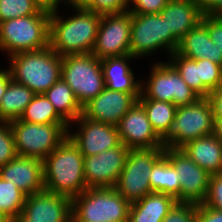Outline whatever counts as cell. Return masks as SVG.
Returning a JSON list of instances; mask_svg holds the SVG:
<instances>
[{"label":"cell","mask_w":222,"mask_h":222,"mask_svg":"<svg viewBox=\"0 0 222 222\" xmlns=\"http://www.w3.org/2000/svg\"><path fill=\"white\" fill-rule=\"evenodd\" d=\"M208 99L212 105L214 118H222V86L212 91Z\"/></svg>","instance_id":"42"},{"label":"cell","mask_w":222,"mask_h":222,"mask_svg":"<svg viewBox=\"0 0 222 222\" xmlns=\"http://www.w3.org/2000/svg\"><path fill=\"white\" fill-rule=\"evenodd\" d=\"M167 25V32L180 41L203 17L202 11L194 0H169L159 13Z\"/></svg>","instance_id":"21"},{"label":"cell","mask_w":222,"mask_h":222,"mask_svg":"<svg viewBox=\"0 0 222 222\" xmlns=\"http://www.w3.org/2000/svg\"><path fill=\"white\" fill-rule=\"evenodd\" d=\"M40 10L35 0H0V22L34 15Z\"/></svg>","instance_id":"33"},{"label":"cell","mask_w":222,"mask_h":222,"mask_svg":"<svg viewBox=\"0 0 222 222\" xmlns=\"http://www.w3.org/2000/svg\"><path fill=\"white\" fill-rule=\"evenodd\" d=\"M150 184L152 192L170 195L179 202V174L164 155L152 167Z\"/></svg>","instance_id":"27"},{"label":"cell","mask_w":222,"mask_h":222,"mask_svg":"<svg viewBox=\"0 0 222 222\" xmlns=\"http://www.w3.org/2000/svg\"><path fill=\"white\" fill-rule=\"evenodd\" d=\"M216 138L222 143V118H215L214 133Z\"/></svg>","instance_id":"45"},{"label":"cell","mask_w":222,"mask_h":222,"mask_svg":"<svg viewBox=\"0 0 222 222\" xmlns=\"http://www.w3.org/2000/svg\"><path fill=\"white\" fill-rule=\"evenodd\" d=\"M88 0H64V7L84 6Z\"/></svg>","instance_id":"46"},{"label":"cell","mask_w":222,"mask_h":222,"mask_svg":"<svg viewBox=\"0 0 222 222\" xmlns=\"http://www.w3.org/2000/svg\"><path fill=\"white\" fill-rule=\"evenodd\" d=\"M43 182L45 191L71 200L88 188L84 177V156L68 136L43 160Z\"/></svg>","instance_id":"2"},{"label":"cell","mask_w":222,"mask_h":222,"mask_svg":"<svg viewBox=\"0 0 222 222\" xmlns=\"http://www.w3.org/2000/svg\"><path fill=\"white\" fill-rule=\"evenodd\" d=\"M34 95L28 87L12 79L0 101V120L19 119Z\"/></svg>","instance_id":"25"},{"label":"cell","mask_w":222,"mask_h":222,"mask_svg":"<svg viewBox=\"0 0 222 222\" xmlns=\"http://www.w3.org/2000/svg\"><path fill=\"white\" fill-rule=\"evenodd\" d=\"M44 95L68 124L74 122L82 114L81 105L75 98L71 87L62 78L54 83Z\"/></svg>","instance_id":"26"},{"label":"cell","mask_w":222,"mask_h":222,"mask_svg":"<svg viewBox=\"0 0 222 222\" xmlns=\"http://www.w3.org/2000/svg\"><path fill=\"white\" fill-rule=\"evenodd\" d=\"M138 100L130 93L107 89L82 107V115L92 121L117 125Z\"/></svg>","instance_id":"18"},{"label":"cell","mask_w":222,"mask_h":222,"mask_svg":"<svg viewBox=\"0 0 222 222\" xmlns=\"http://www.w3.org/2000/svg\"><path fill=\"white\" fill-rule=\"evenodd\" d=\"M197 204L176 202L162 222H196Z\"/></svg>","instance_id":"36"},{"label":"cell","mask_w":222,"mask_h":222,"mask_svg":"<svg viewBox=\"0 0 222 222\" xmlns=\"http://www.w3.org/2000/svg\"><path fill=\"white\" fill-rule=\"evenodd\" d=\"M176 52L192 60L208 59L222 66V53H219L201 22L182 37Z\"/></svg>","instance_id":"22"},{"label":"cell","mask_w":222,"mask_h":222,"mask_svg":"<svg viewBox=\"0 0 222 222\" xmlns=\"http://www.w3.org/2000/svg\"><path fill=\"white\" fill-rule=\"evenodd\" d=\"M19 119L37 124L67 123L44 94H35Z\"/></svg>","instance_id":"29"},{"label":"cell","mask_w":222,"mask_h":222,"mask_svg":"<svg viewBox=\"0 0 222 222\" xmlns=\"http://www.w3.org/2000/svg\"><path fill=\"white\" fill-rule=\"evenodd\" d=\"M22 214L31 222H71L72 200L44 190L26 196Z\"/></svg>","instance_id":"17"},{"label":"cell","mask_w":222,"mask_h":222,"mask_svg":"<svg viewBox=\"0 0 222 222\" xmlns=\"http://www.w3.org/2000/svg\"><path fill=\"white\" fill-rule=\"evenodd\" d=\"M203 15H216L222 9V0H194Z\"/></svg>","instance_id":"41"},{"label":"cell","mask_w":222,"mask_h":222,"mask_svg":"<svg viewBox=\"0 0 222 222\" xmlns=\"http://www.w3.org/2000/svg\"><path fill=\"white\" fill-rule=\"evenodd\" d=\"M7 70L16 82L35 94H44L61 78L62 56L49 46L40 50L25 51L8 57Z\"/></svg>","instance_id":"3"},{"label":"cell","mask_w":222,"mask_h":222,"mask_svg":"<svg viewBox=\"0 0 222 222\" xmlns=\"http://www.w3.org/2000/svg\"><path fill=\"white\" fill-rule=\"evenodd\" d=\"M179 41L167 32L165 18L157 14H131L130 54L139 60L165 50L167 58L176 52ZM153 55V56H152Z\"/></svg>","instance_id":"8"},{"label":"cell","mask_w":222,"mask_h":222,"mask_svg":"<svg viewBox=\"0 0 222 222\" xmlns=\"http://www.w3.org/2000/svg\"><path fill=\"white\" fill-rule=\"evenodd\" d=\"M202 204L222 211V173L210 176L208 191Z\"/></svg>","instance_id":"37"},{"label":"cell","mask_w":222,"mask_h":222,"mask_svg":"<svg viewBox=\"0 0 222 222\" xmlns=\"http://www.w3.org/2000/svg\"><path fill=\"white\" fill-rule=\"evenodd\" d=\"M196 222H222V211L197 204Z\"/></svg>","instance_id":"40"},{"label":"cell","mask_w":222,"mask_h":222,"mask_svg":"<svg viewBox=\"0 0 222 222\" xmlns=\"http://www.w3.org/2000/svg\"><path fill=\"white\" fill-rule=\"evenodd\" d=\"M130 149L122 143L97 155L84 157V177L88 188H114Z\"/></svg>","instance_id":"15"},{"label":"cell","mask_w":222,"mask_h":222,"mask_svg":"<svg viewBox=\"0 0 222 222\" xmlns=\"http://www.w3.org/2000/svg\"><path fill=\"white\" fill-rule=\"evenodd\" d=\"M35 2L42 10L50 13L58 11L61 5H63L64 8V0H35Z\"/></svg>","instance_id":"43"},{"label":"cell","mask_w":222,"mask_h":222,"mask_svg":"<svg viewBox=\"0 0 222 222\" xmlns=\"http://www.w3.org/2000/svg\"><path fill=\"white\" fill-rule=\"evenodd\" d=\"M199 79L202 81V98L222 86V66L208 59H198Z\"/></svg>","instance_id":"32"},{"label":"cell","mask_w":222,"mask_h":222,"mask_svg":"<svg viewBox=\"0 0 222 222\" xmlns=\"http://www.w3.org/2000/svg\"><path fill=\"white\" fill-rule=\"evenodd\" d=\"M136 61L131 54L120 57H108L101 61L105 87L112 91L132 94L137 100L141 95V78H136L131 61Z\"/></svg>","instance_id":"20"},{"label":"cell","mask_w":222,"mask_h":222,"mask_svg":"<svg viewBox=\"0 0 222 222\" xmlns=\"http://www.w3.org/2000/svg\"><path fill=\"white\" fill-rule=\"evenodd\" d=\"M0 222H10V218L7 217L3 212H0Z\"/></svg>","instance_id":"48"},{"label":"cell","mask_w":222,"mask_h":222,"mask_svg":"<svg viewBox=\"0 0 222 222\" xmlns=\"http://www.w3.org/2000/svg\"><path fill=\"white\" fill-rule=\"evenodd\" d=\"M26 194L15 184L0 178V212L10 219L23 211Z\"/></svg>","instance_id":"30"},{"label":"cell","mask_w":222,"mask_h":222,"mask_svg":"<svg viewBox=\"0 0 222 222\" xmlns=\"http://www.w3.org/2000/svg\"><path fill=\"white\" fill-rule=\"evenodd\" d=\"M130 205L115 188H87L72 199L71 222H128Z\"/></svg>","instance_id":"5"},{"label":"cell","mask_w":222,"mask_h":222,"mask_svg":"<svg viewBox=\"0 0 222 222\" xmlns=\"http://www.w3.org/2000/svg\"><path fill=\"white\" fill-rule=\"evenodd\" d=\"M17 156L10 123L0 120V166L7 164Z\"/></svg>","instance_id":"34"},{"label":"cell","mask_w":222,"mask_h":222,"mask_svg":"<svg viewBox=\"0 0 222 222\" xmlns=\"http://www.w3.org/2000/svg\"><path fill=\"white\" fill-rule=\"evenodd\" d=\"M153 64L147 81L141 79V95L138 99H155L180 107L200 98L167 60Z\"/></svg>","instance_id":"10"},{"label":"cell","mask_w":222,"mask_h":222,"mask_svg":"<svg viewBox=\"0 0 222 222\" xmlns=\"http://www.w3.org/2000/svg\"><path fill=\"white\" fill-rule=\"evenodd\" d=\"M169 0H129L128 11L131 14H157Z\"/></svg>","instance_id":"38"},{"label":"cell","mask_w":222,"mask_h":222,"mask_svg":"<svg viewBox=\"0 0 222 222\" xmlns=\"http://www.w3.org/2000/svg\"><path fill=\"white\" fill-rule=\"evenodd\" d=\"M177 200L167 194L151 192L131 203L128 222H162Z\"/></svg>","instance_id":"24"},{"label":"cell","mask_w":222,"mask_h":222,"mask_svg":"<svg viewBox=\"0 0 222 222\" xmlns=\"http://www.w3.org/2000/svg\"><path fill=\"white\" fill-rule=\"evenodd\" d=\"M130 32L129 11L102 15L92 53L99 60L130 55Z\"/></svg>","instance_id":"12"},{"label":"cell","mask_w":222,"mask_h":222,"mask_svg":"<svg viewBox=\"0 0 222 222\" xmlns=\"http://www.w3.org/2000/svg\"><path fill=\"white\" fill-rule=\"evenodd\" d=\"M121 143L129 149L165 148L147 113L137 101L116 125Z\"/></svg>","instance_id":"16"},{"label":"cell","mask_w":222,"mask_h":222,"mask_svg":"<svg viewBox=\"0 0 222 222\" xmlns=\"http://www.w3.org/2000/svg\"><path fill=\"white\" fill-rule=\"evenodd\" d=\"M11 80L12 77L9 71L5 68H2V70L0 71V101L2 96L5 94V91Z\"/></svg>","instance_id":"44"},{"label":"cell","mask_w":222,"mask_h":222,"mask_svg":"<svg viewBox=\"0 0 222 222\" xmlns=\"http://www.w3.org/2000/svg\"><path fill=\"white\" fill-rule=\"evenodd\" d=\"M180 149L210 175L222 173V143L214 134L191 140Z\"/></svg>","instance_id":"23"},{"label":"cell","mask_w":222,"mask_h":222,"mask_svg":"<svg viewBox=\"0 0 222 222\" xmlns=\"http://www.w3.org/2000/svg\"><path fill=\"white\" fill-rule=\"evenodd\" d=\"M51 13L40 10L37 14L0 22V51L6 57L49 46V20Z\"/></svg>","instance_id":"4"},{"label":"cell","mask_w":222,"mask_h":222,"mask_svg":"<svg viewBox=\"0 0 222 222\" xmlns=\"http://www.w3.org/2000/svg\"><path fill=\"white\" fill-rule=\"evenodd\" d=\"M222 20V9L216 14Z\"/></svg>","instance_id":"49"},{"label":"cell","mask_w":222,"mask_h":222,"mask_svg":"<svg viewBox=\"0 0 222 222\" xmlns=\"http://www.w3.org/2000/svg\"><path fill=\"white\" fill-rule=\"evenodd\" d=\"M164 148L130 149L115 189L131 204L152 192L150 173Z\"/></svg>","instance_id":"11"},{"label":"cell","mask_w":222,"mask_h":222,"mask_svg":"<svg viewBox=\"0 0 222 222\" xmlns=\"http://www.w3.org/2000/svg\"><path fill=\"white\" fill-rule=\"evenodd\" d=\"M215 118L208 98L177 107L175 119L161 138L163 147L181 148L187 142L214 133Z\"/></svg>","instance_id":"6"},{"label":"cell","mask_w":222,"mask_h":222,"mask_svg":"<svg viewBox=\"0 0 222 222\" xmlns=\"http://www.w3.org/2000/svg\"><path fill=\"white\" fill-rule=\"evenodd\" d=\"M0 178L15 184L26 195L45 190L43 182V161L39 158L16 156L0 166Z\"/></svg>","instance_id":"19"},{"label":"cell","mask_w":222,"mask_h":222,"mask_svg":"<svg viewBox=\"0 0 222 222\" xmlns=\"http://www.w3.org/2000/svg\"><path fill=\"white\" fill-rule=\"evenodd\" d=\"M70 8L73 15L67 17L61 10L51 12L49 47L60 56L92 53L102 15L83 6Z\"/></svg>","instance_id":"1"},{"label":"cell","mask_w":222,"mask_h":222,"mask_svg":"<svg viewBox=\"0 0 222 222\" xmlns=\"http://www.w3.org/2000/svg\"><path fill=\"white\" fill-rule=\"evenodd\" d=\"M10 222H31L22 213L10 219Z\"/></svg>","instance_id":"47"},{"label":"cell","mask_w":222,"mask_h":222,"mask_svg":"<svg viewBox=\"0 0 222 222\" xmlns=\"http://www.w3.org/2000/svg\"><path fill=\"white\" fill-rule=\"evenodd\" d=\"M164 156L179 174V202L201 204L207 194L210 174L180 148H164Z\"/></svg>","instance_id":"14"},{"label":"cell","mask_w":222,"mask_h":222,"mask_svg":"<svg viewBox=\"0 0 222 222\" xmlns=\"http://www.w3.org/2000/svg\"><path fill=\"white\" fill-rule=\"evenodd\" d=\"M83 7L100 15L118 14L128 11L129 0H88Z\"/></svg>","instance_id":"35"},{"label":"cell","mask_w":222,"mask_h":222,"mask_svg":"<svg viewBox=\"0 0 222 222\" xmlns=\"http://www.w3.org/2000/svg\"><path fill=\"white\" fill-rule=\"evenodd\" d=\"M61 78L71 87L81 107L105 88L101 61L93 53L62 56Z\"/></svg>","instance_id":"9"},{"label":"cell","mask_w":222,"mask_h":222,"mask_svg":"<svg viewBox=\"0 0 222 222\" xmlns=\"http://www.w3.org/2000/svg\"><path fill=\"white\" fill-rule=\"evenodd\" d=\"M73 126L76 128L75 131ZM68 137L84 157L97 155L121 144L116 125L92 121L82 114L69 124Z\"/></svg>","instance_id":"13"},{"label":"cell","mask_w":222,"mask_h":222,"mask_svg":"<svg viewBox=\"0 0 222 222\" xmlns=\"http://www.w3.org/2000/svg\"><path fill=\"white\" fill-rule=\"evenodd\" d=\"M167 61L176 69L187 85L202 98V81L199 79V66L197 60H192L172 53Z\"/></svg>","instance_id":"31"},{"label":"cell","mask_w":222,"mask_h":222,"mask_svg":"<svg viewBox=\"0 0 222 222\" xmlns=\"http://www.w3.org/2000/svg\"><path fill=\"white\" fill-rule=\"evenodd\" d=\"M201 23L207 28L210 39L222 53V20L216 15H203Z\"/></svg>","instance_id":"39"},{"label":"cell","mask_w":222,"mask_h":222,"mask_svg":"<svg viewBox=\"0 0 222 222\" xmlns=\"http://www.w3.org/2000/svg\"><path fill=\"white\" fill-rule=\"evenodd\" d=\"M138 102L145 109L154 131L162 138L175 119L177 107L173 103L155 99H138Z\"/></svg>","instance_id":"28"},{"label":"cell","mask_w":222,"mask_h":222,"mask_svg":"<svg viewBox=\"0 0 222 222\" xmlns=\"http://www.w3.org/2000/svg\"><path fill=\"white\" fill-rule=\"evenodd\" d=\"M9 123L17 156L34 157L43 161L68 136V123L37 124L20 119Z\"/></svg>","instance_id":"7"}]
</instances>
